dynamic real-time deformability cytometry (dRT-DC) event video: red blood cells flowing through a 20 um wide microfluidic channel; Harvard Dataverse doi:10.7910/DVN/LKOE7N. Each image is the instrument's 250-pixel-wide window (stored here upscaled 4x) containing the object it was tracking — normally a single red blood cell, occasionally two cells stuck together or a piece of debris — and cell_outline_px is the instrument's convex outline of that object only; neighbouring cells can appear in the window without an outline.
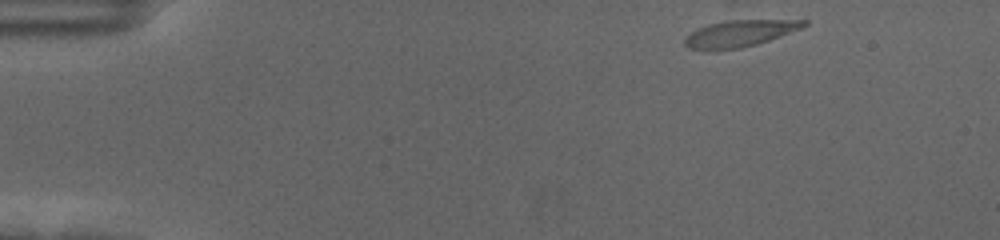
{"species": "human", "species_latin": "Homo sapiens", "temperature_condition": "cold", "stored_images_in_passage": 51, "camera_frame_rate_fps": 3000, "um_per_image_px": 0.085, "donor": {"sex": "female"}, "frame": {"image": 1, "passage_image": 1, "time_ms": 0.0, "image_size_px": [1000, 240], "cell_outline_px": [[808, 24], [800, 28], [780, 36], [756, 44], [740, 48], [688, 48], [684, 44], [684, 40], [696, 28], [708, 24], [728, 20], [808, 20]], "centroid_in_image_um": [62.9, 2.81], "position_along_channel_um": 22.1, "area_um2": 17.8}}
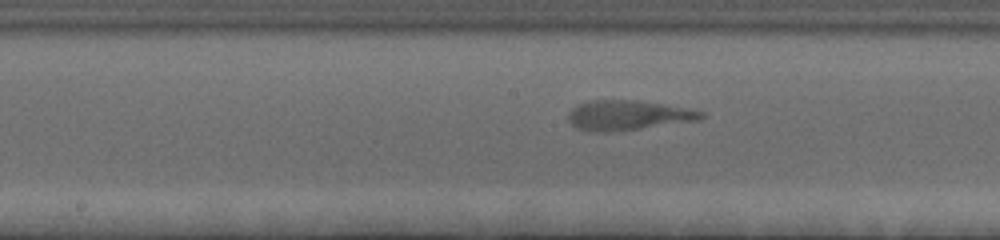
{"frame": {"image": 2, "passage_image": 24, "time_ms": 7.667, "image_size_px": [1000, 240], "cell_outline_px": [[704, 116], [700, 120], [640, 128], [608, 132], [592, 132], [576, 128], [568, 120], [568, 112], [576, 104], [592, 100], [636, 100], [692, 108], [704, 112]], "centroid_in_image_um": [53.37, 9.79], "position_along_channel_um": 194.8, "area_um2": 23.24}}
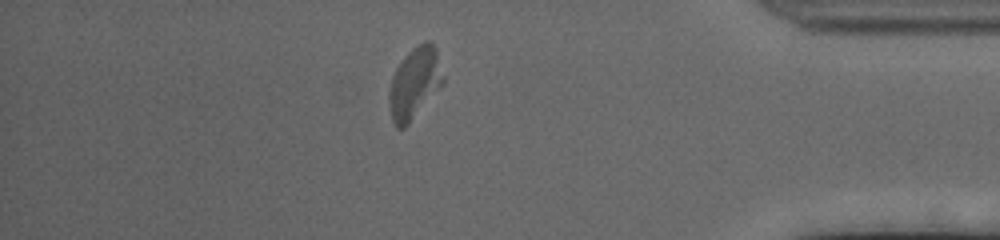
{"frame": {"image": 3, "passage_image": 44, "time_ms": 14.333, "image_size_px": [1000, 240], "cell_outline_px": [[444, 84], [408, 124], [404, 128], [396, 128], [392, 120], [388, 100], [388, 92], [392, 76], [396, 68], [404, 56], [412, 48], [424, 40], [428, 40], [436, 48], [444, 76]], "centroid_in_image_um": [35.24, 7.06], "position_along_channel_um": 400.0, "area_um2": 22.66}}